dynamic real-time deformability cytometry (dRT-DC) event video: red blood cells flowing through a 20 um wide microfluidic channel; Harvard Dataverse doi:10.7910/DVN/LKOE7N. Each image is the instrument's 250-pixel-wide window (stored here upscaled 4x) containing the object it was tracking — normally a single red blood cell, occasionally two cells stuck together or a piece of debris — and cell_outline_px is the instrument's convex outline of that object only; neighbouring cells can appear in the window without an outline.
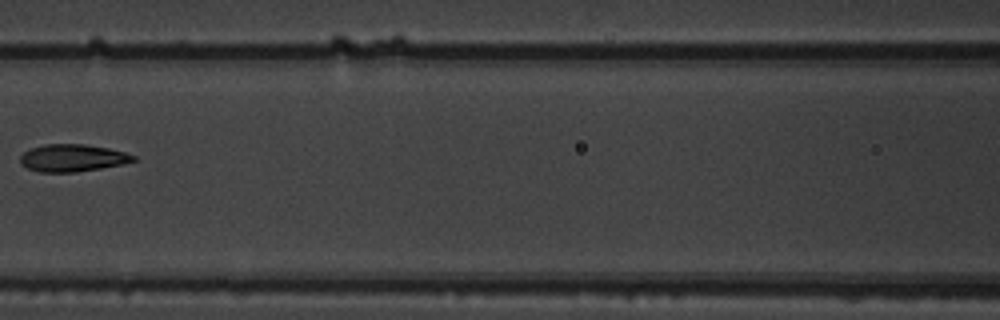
{"species": "common noctule bat (a hibernating species)", "species_latin": "Nyctalus noctula", "temperature_condition": "warm", "stored_images_in_passage": 11, "camera_frame_rate_fps": 3000, "um_per_image_px": 0.085, "animal": {"sex": "male", "body_mass_g": 19.5, "forearm_length_mm": 54.6}, "frame": {"image": 1, "passage_image": 7, "time_ms": 8.0, "image_size_px": [1000, 320], "cell_outline_px": [[136, 160], [124, 164], [76, 172], [40, 172], [28, 168], [20, 164], [20, 156], [24, 152], [32, 148], [44, 144], [84, 144], [108, 148], [124, 152], [136, 156]], "centroid_in_image_um": [6.16, 13.42], "position_along_channel_um": 160.4, "area_um2": 17.98}}
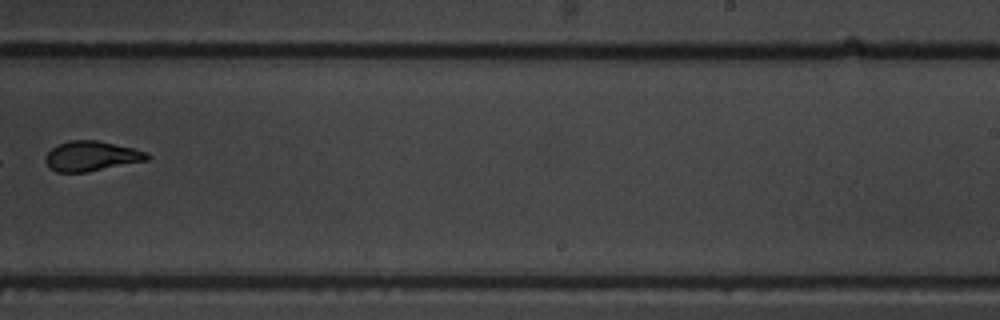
{"frame": {"image": 2, "passage_image": 10, "time_ms": 11.333, "image_size_px": [1000, 320], "cell_outline_px": [[148, 160], [88, 172], [56, 172], [48, 168], [44, 160], [44, 156], [56, 144], [68, 140], [96, 140], [132, 148], [148, 152]], "centroid_in_image_um": [7.7, 13.27], "position_along_channel_um": 281.3, "area_um2": 17.86}}
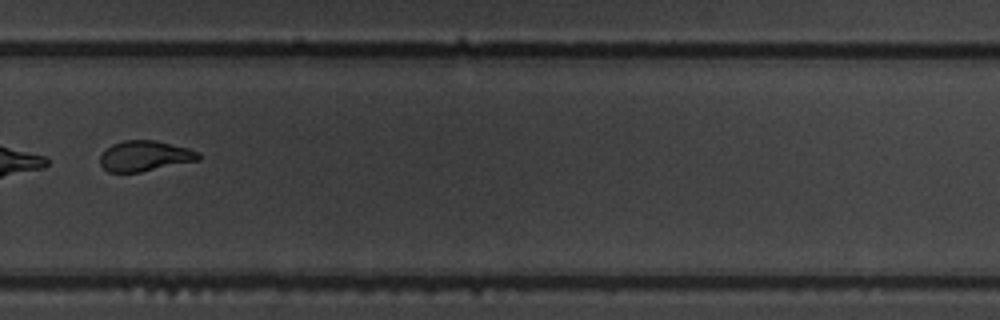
{"frame": {"image": 3, "passage_image": 11, "time_ms": 12.333, "image_size_px": [1000, 320], "cell_outline_px": [[200, 160], [140, 172], [108, 172], [100, 164], [100, 156], [112, 144], [124, 140], [156, 140], [188, 148], [200, 152]], "centroid_in_image_um": [12.33, 13.26], "position_along_channel_um": 317.5, "area_um2": 17.46}}